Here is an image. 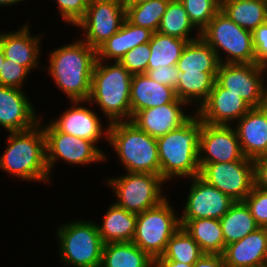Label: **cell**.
<instances>
[{
    "label": "cell",
    "mask_w": 267,
    "mask_h": 267,
    "mask_svg": "<svg viewBox=\"0 0 267 267\" xmlns=\"http://www.w3.org/2000/svg\"><path fill=\"white\" fill-rule=\"evenodd\" d=\"M96 59V50L82 39L50 52L48 73L70 102L89 100Z\"/></svg>",
    "instance_id": "1"
},
{
    "label": "cell",
    "mask_w": 267,
    "mask_h": 267,
    "mask_svg": "<svg viewBox=\"0 0 267 267\" xmlns=\"http://www.w3.org/2000/svg\"><path fill=\"white\" fill-rule=\"evenodd\" d=\"M181 127L157 138L160 176L165 182L175 177L198 176L199 139L203 122L195 114Z\"/></svg>",
    "instance_id": "2"
},
{
    "label": "cell",
    "mask_w": 267,
    "mask_h": 267,
    "mask_svg": "<svg viewBox=\"0 0 267 267\" xmlns=\"http://www.w3.org/2000/svg\"><path fill=\"white\" fill-rule=\"evenodd\" d=\"M40 121L29 130L10 132L6 151L0 156L2 170L27 181H50L46 138Z\"/></svg>",
    "instance_id": "3"
},
{
    "label": "cell",
    "mask_w": 267,
    "mask_h": 267,
    "mask_svg": "<svg viewBox=\"0 0 267 267\" xmlns=\"http://www.w3.org/2000/svg\"><path fill=\"white\" fill-rule=\"evenodd\" d=\"M105 65L104 61L95 62L91 94L86 103L100 107L108 118V123L131 120L130 91L132 75L119 62Z\"/></svg>",
    "instance_id": "4"
},
{
    "label": "cell",
    "mask_w": 267,
    "mask_h": 267,
    "mask_svg": "<svg viewBox=\"0 0 267 267\" xmlns=\"http://www.w3.org/2000/svg\"><path fill=\"white\" fill-rule=\"evenodd\" d=\"M108 142L127 172L160 174L156 138L130 120L110 123Z\"/></svg>",
    "instance_id": "5"
},
{
    "label": "cell",
    "mask_w": 267,
    "mask_h": 267,
    "mask_svg": "<svg viewBox=\"0 0 267 267\" xmlns=\"http://www.w3.org/2000/svg\"><path fill=\"white\" fill-rule=\"evenodd\" d=\"M60 259L64 265L73 267H100L103 241L97 223L75 220L63 223L57 229Z\"/></svg>",
    "instance_id": "6"
},
{
    "label": "cell",
    "mask_w": 267,
    "mask_h": 267,
    "mask_svg": "<svg viewBox=\"0 0 267 267\" xmlns=\"http://www.w3.org/2000/svg\"><path fill=\"white\" fill-rule=\"evenodd\" d=\"M201 37L215 51L220 63H255L252 32L238 26L221 10L201 32ZM220 50L227 53L226 59L221 57Z\"/></svg>",
    "instance_id": "7"
},
{
    "label": "cell",
    "mask_w": 267,
    "mask_h": 267,
    "mask_svg": "<svg viewBox=\"0 0 267 267\" xmlns=\"http://www.w3.org/2000/svg\"><path fill=\"white\" fill-rule=\"evenodd\" d=\"M167 198L159 205L137 214V223L132 242L152 259L161 256L167 242L181 227L180 218Z\"/></svg>",
    "instance_id": "8"
},
{
    "label": "cell",
    "mask_w": 267,
    "mask_h": 267,
    "mask_svg": "<svg viewBox=\"0 0 267 267\" xmlns=\"http://www.w3.org/2000/svg\"><path fill=\"white\" fill-rule=\"evenodd\" d=\"M107 183L116 194L115 204L136 214L159 205L167 198L162 194L165 181L160 174L127 172L110 178Z\"/></svg>",
    "instance_id": "9"
},
{
    "label": "cell",
    "mask_w": 267,
    "mask_h": 267,
    "mask_svg": "<svg viewBox=\"0 0 267 267\" xmlns=\"http://www.w3.org/2000/svg\"><path fill=\"white\" fill-rule=\"evenodd\" d=\"M42 125L46 138V163L51 177L52 167L61 159L69 164H90L106 161V154L87 140L60 132L52 123Z\"/></svg>",
    "instance_id": "10"
},
{
    "label": "cell",
    "mask_w": 267,
    "mask_h": 267,
    "mask_svg": "<svg viewBox=\"0 0 267 267\" xmlns=\"http://www.w3.org/2000/svg\"><path fill=\"white\" fill-rule=\"evenodd\" d=\"M125 19L123 0H90L84 17L76 26L84 31L82 40L97 50L121 28Z\"/></svg>",
    "instance_id": "11"
},
{
    "label": "cell",
    "mask_w": 267,
    "mask_h": 267,
    "mask_svg": "<svg viewBox=\"0 0 267 267\" xmlns=\"http://www.w3.org/2000/svg\"><path fill=\"white\" fill-rule=\"evenodd\" d=\"M264 72L266 77L267 70L258 67L256 63H220L216 81L227 89V92L237 94L252 108H260L267 99Z\"/></svg>",
    "instance_id": "12"
},
{
    "label": "cell",
    "mask_w": 267,
    "mask_h": 267,
    "mask_svg": "<svg viewBox=\"0 0 267 267\" xmlns=\"http://www.w3.org/2000/svg\"><path fill=\"white\" fill-rule=\"evenodd\" d=\"M199 176L235 202L244 201L254 186L253 161L249 158L227 163H208Z\"/></svg>",
    "instance_id": "13"
},
{
    "label": "cell",
    "mask_w": 267,
    "mask_h": 267,
    "mask_svg": "<svg viewBox=\"0 0 267 267\" xmlns=\"http://www.w3.org/2000/svg\"><path fill=\"white\" fill-rule=\"evenodd\" d=\"M184 211L180 215V226L187 221L210 218L220 220L235 201L216 187L208 184L199 175L192 177Z\"/></svg>",
    "instance_id": "14"
},
{
    "label": "cell",
    "mask_w": 267,
    "mask_h": 267,
    "mask_svg": "<svg viewBox=\"0 0 267 267\" xmlns=\"http://www.w3.org/2000/svg\"><path fill=\"white\" fill-rule=\"evenodd\" d=\"M244 158L237 132L232 125L203 122L199 139L200 169L208 163H227Z\"/></svg>",
    "instance_id": "15"
},
{
    "label": "cell",
    "mask_w": 267,
    "mask_h": 267,
    "mask_svg": "<svg viewBox=\"0 0 267 267\" xmlns=\"http://www.w3.org/2000/svg\"><path fill=\"white\" fill-rule=\"evenodd\" d=\"M252 107L233 92H227L217 81L207 99L198 106L195 114L204 123L230 125L241 119Z\"/></svg>",
    "instance_id": "16"
},
{
    "label": "cell",
    "mask_w": 267,
    "mask_h": 267,
    "mask_svg": "<svg viewBox=\"0 0 267 267\" xmlns=\"http://www.w3.org/2000/svg\"><path fill=\"white\" fill-rule=\"evenodd\" d=\"M22 90L0 85V126L9 133L29 130L39 123L40 117Z\"/></svg>",
    "instance_id": "17"
},
{
    "label": "cell",
    "mask_w": 267,
    "mask_h": 267,
    "mask_svg": "<svg viewBox=\"0 0 267 267\" xmlns=\"http://www.w3.org/2000/svg\"><path fill=\"white\" fill-rule=\"evenodd\" d=\"M186 105L188 104L185 101L177 98L172 103L138 111L130 121L142 131L157 139L181 127L193 116L182 111L183 106Z\"/></svg>",
    "instance_id": "18"
},
{
    "label": "cell",
    "mask_w": 267,
    "mask_h": 267,
    "mask_svg": "<svg viewBox=\"0 0 267 267\" xmlns=\"http://www.w3.org/2000/svg\"><path fill=\"white\" fill-rule=\"evenodd\" d=\"M85 102L86 101H72V108L69 107L58 119L51 121V123L60 132L87 139L94 144H97L96 142L101 140V136L105 134V139L108 141L110 124H107V129L105 128L103 133L102 124L96 112L86 108V106H81V103Z\"/></svg>",
    "instance_id": "19"
},
{
    "label": "cell",
    "mask_w": 267,
    "mask_h": 267,
    "mask_svg": "<svg viewBox=\"0 0 267 267\" xmlns=\"http://www.w3.org/2000/svg\"><path fill=\"white\" fill-rule=\"evenodd\" d=\"M246 158L267 156V110L251 108L234 127Z\"/></svg>",
    "instance_id": "20"
},
{
    "label": "cell",
    "mask_w": 267,
    "mask_h": 267,
    "mask_svg": "<svg viewBox=\"0 0 267 267\" xmlns=\"http://www.w3.org/2000/svg\"><path fill=\"white\" fill-rule=\"evenodd\" d=\"M267 249V228H258L243 239L225 246L226 267H263Z\"/></svg>",
    "instance_id": "21"
},
{
    "label": "cell",
    "mask_w": 267,
    "mask_h": 267,
    "mask_svg": "<svg viewBox=\"0 0 267 267\" xmlns=\"http://www.w3.org/2000/svg\"><path fill=\"white\" fill-rule=\"evenodd\" d=\"M26 24L17 31L0 32V46L5 58L26 67L30 72L39 66L40 37L29 33Z\"/></svg>",
    "instance_id": "22"
},
{
    "label": "cell",
    "mask_w": 267,
    "mask_h": 267,
    "mask_svg": "<svg viewBox=\"0 0 267 267\" xmlns=\"http://www.w3.org/2000/svg\"><path fill=\"white\" fill-rule=\"evenodd\" d=\"M176 99L175 89L153 81L146 74L132 75L131 118L138 111L172 103Z\"/></svg>",
    "instance_id": "23"
},
{
    "label": "cell",
    "mask_w": 267,
    "mask_h": 267,
    "mask_svg": "<svg viewBox=\"0 0 267 267\" xmlns=\"http://www.w3.org/2000/svg\"><path fill=\"white\" fill-rule=\"evenodd\" d=\"M152 34L150 29L135 26L125 19L121 28L96 50L97 60L119 62L128 51L150 42Z\"/></svg>",
    "instance_id": "24"
},
{
    "label": "cell",
    "mask_w": 267,
    "mask_h": 267,
    "mask_svg": "<svg viewBox=\"0 0 267 267\" xmlns=\"http://www.w3.org/2000/svg\"><path fill=\"white\" fill-rule=\"evenodd\" d=\"M102 225L97 224L104 244L132 242L136 230L137 214L113 203L106 211Z\"/></svg>",
    "instance_id": "25"
},
{
    "label": "cell",
    "mask_w": 267,
    "mask_h": 267,
    "mask_svg": "<svg viewBox=\"0 0 267 267\" xmlns=\"http://www.w3.org/2000/svg\"><path fill=\"white\" fill-rule=\"evenodd\" d=\"M221 11L250 32L267 22V4L264 0H221Z\"/></svg>",
    "instance_id": "26"
},
{
    "label": "cell",
    "mask_w": 267,
    "mask_h": 267,
    "mask_svg": "<svg viewBox=\"0 0 267 267\" xmlns=\"http://www.w3.org/2000/svg\"><path fill=\"white\" fill-rule=\"evenodd\" d=\"M219 65L215 51L200 37L187 42L176 66L182 72L217 73Z\"/></svg>",
    "instance_id": "27"
},
{
    "label": "cell",
    "mask_w": 267,
    "mask_h": 267,
    "mask_svg": "<svg viewBox=\"0 0 267 267\" xmlns=\"http://www.w3.org/2000/svg\"><path fill=\"white\" fill-rule=\"evenodd\" d=\"M155 260L133 242L103 245L100 267H153Z\"/></svg>",
    "instance_id": "28"
},
{
    "label": "cell",
    "mask_w": 267,
    "mask_h": 267,
    "mask_svg": "<svg viewBox=\"0 0 267 267\" xmlns=\"http://www.w3.org/2000/svg\"><path fill=\"white\" fill-rule=\"evenodd\" d=\"M206 254H223L225 241L220 220L201 218L182 226Z\"/></svg>",
    "instance_id": "29"
},
{
    "label": "cell",
    "mask_w": 267,
    "mask_h": 267,
    "mask_svg": "<svg viewBox=\"0 0 267 267\" xmlns=\"http://www.w3.org/2000/svg\"><path fill=\"white\" fill-rule=\"evenodd\" d=\"M225 246L260 228L244 201H236L220 219Z\"/></svg>",
    "instance_id": "30"
},
{
    "label": "cell",
    "mask_w": 267,
    "mask_h": 267,
    "mask_svg": "<svg viewBox=\"0 0 267 267\" xmlns=\"http://www.w3.org/2000/svg\"><path fill=\"white\" fill-rule=\"evenodd\" d=\"M216 76L217 73L182 72L178 70V83L175 89L177 98L187 104L194 101L195 104L198 103L201 106L211 92Z\"/></svg>",
    "instance_id": "31"
},
{
    "label": "cell",
    "mask_w": 267,
    "mask_h": 267,
    "mask_svg": "<svg viewBox=\"0 0 267 267\" xmlns=\"http://www.w3.org/2000/svg\"><path fill=\"white\" fill-rule=\"evenodd\" d=\"M187 40L153 32L149 42L151 56L147 71L161 66L177 65Z\"/></svg>",
    "instance_id": "32"
},
{
    "label": "cell",
    "mask_w": 267,
    "mask_h": 267,
    "mask_svg": "<svg viewBox=\"0 0 267 267\" xmlns=\"http://www.w3.org/2000/svg\"><path fill=\"white\" fill-rule=\"evenodd\" d=\"M194 28L180 0H170L157 32L190 42L201 37L200 32L196 37L190 36Z\"/></svg>",
    "instance_id": "33"
},
{
    "label": "cell",
    "mask_w": 267,
    "mask_h": 267,
    "mask_svg": "<svg viewBox=\"0 0 267 267\" xmlns=\"http://www.w3.org/2000/svg\"><path fill=\"white\" fill-rule=\"evenodd\" d=\"M203 254L205 253L197 242L180 227L167 242L164 253L157 259L194 264Z\"/></svg>",
    "instance_id": "34"
},
{
    "label": "cell",
    "mask_w": 267,
    "mask_h": 267,
    "mask_svg": "<svg viewBox=\"0 0 267 267\" xmlns=\"http://www.w3.org/2000/svg\"><path fill=\"white\" fill-rule=\"evenodd\" d=\"M170 0H149L138 5L125 6L126 19L135 26L157 32Z\"/></svg>",
    "instance_id": "35"
},
{
    "label": "cell",
    "mask_w": 267,
    "mask_h": 267,
    "mask_svg": "<svg viewBox=\"0 0 267 267\" xmlns=\"http://www.w3.org/2000/svg\"><path fill=\"white\" fill-rule=\"evenodd\" d=\"M191 23L202 32L214 16L221 10L219 0H180Z\"/></svg>",
    "instance_id": "36"
},
{
    "label": "cell",
    "mask_w": 267,
    "mask_h": 267,
    "mask_svg": "<svg viewBox=\"0 0 267 267\" xmlns=\"http://www.w3.org/2000/svg\"><path fill=\"white\" fill-rule=\"evenodd\" d=\"M151 56L149 42L136 46L128 51L119 63L129 71L131 75L145 74L147 72L148 61Z\"/></svg>",
    "instance_id": "37"
},
{
    "label": "cell",
    "mask_w": 267,
    "mask_h": 267,
    "mask_svg": "<svg viewBox=\"0 0 267 267\" xmlns=\"http://www.w3.org/2000/svg\"><path fill=\"white\" fill-rule=\"evenodd\" d=\"M244 202L260 228H267V189L252 187Z\"/></svg>",
    "instance_id": "38"
},
{
    "label": "cell",
    "mask_w": 267,
    "mask_h": 267,
    "mask_svg": "<svg viewBox=\"0 0 267 267\" xmlns=\"http://www.w3.org/2000/svg\"><path fill=\"white\" fill-rule=\"evenodd\" d=\"M29 73L26 67L5 58L0 71V85L22 89Z\"/></svg>",
    "instance_id": "39"
},
{
    "label": "cell",
    "mask_w": 267,
    "mask_h": 267,
    "mask_svg": "<svg viewBox=\"0 0 267 267\" xmlns=\"http://www.w3.org/2000/svg\"><path fill=\"white\" fill-rule=\"evenodd\" d=\"M61 18L67 24L76 26L84 17L90 0H56Z\"/></svg>",
    "instance_id": "40"
},
{
    "label": "cell",
    "mask_w": 267,
    "mask_h": 267,
    "mask_svg": "<svg viewBox=\"0 0 267 267\" xmlns=\"http://www.w3.org/2000/svg\"><path fill=\"white\" fill-rule=\"evenodd\" d=\"M255 63L262 69H267V22L252 31Z\"/></svg>",
    "instance_id": "41"
},
{
    "label": "cell",
    "mask_w": 267,
    "mask_h": 267,
    "mask_svg": "<svg viewBox=\"0 0 267 267\" xmlns=\"http://www.w3.org/2000/svg\"><path fill=\"white\" fill-rule=\"evenodd\" d=\"M153 81L176 89L178 83V68L174 66H161L145 73Z\"/></svg>",
    "instance_id": "42"
},
{
    "label": "cell",
    "mask_w": 267,
    "mask_h": 267,
    "mask_svg": "<svg viewBox=\"0 0 267 267\" xmlns=\"http://www.w3.org/2000/svg\"><path fill=\"white\" fill-rule=\"evenodd\" d=\"M252 161L254 186L267 189V156L258 157Z\"/></svg>",
    "instance_id": "43"
},
{
    "label": "cell",
    "mask_w": 267,
    "mask_h": 267,
    "mask_svg": "<svg viewBox=\"0 0 267 267\" xmlns=\"http://www.w3.org/2000/svg\"><path fill=\"white\" fill-rule=\"evenodd\" d=\"M193 267H226L223 255L221 254H203Z\"/></svg>",
    "instance_id": "44"
},
{
    "label": "cell",
    "mask_w": 267,
    "mask_h": 267,
    "mask_svg": "<svg viewBox=\"0 0 267 267\" xmlns=\"http://www.w3.org/2000/svg\"><path fill=\"white\" fill-rule=\"evenodd\" d=\"M156 267H193V264H186L182 262H176L169 259H156Z\"/></svg>",
    "instance_id": "45"
},
{
    "label": "cell",
    "mask_w": 267,
    "mask_h": 267,
    "mask_svg": "<svg viewBox=\"0 0 267 267\" xmlns=\"http://www.w3.org/2000/svg\"><path fill=\"white\" fill-rule=\"evenodd\" d=\"M149 0H123L124 6L138 5Z\"/></svg>",
    "instance_id": "46"
},
{
    "label": "cell",
    "mask_w": 267,
    "mask_h": 267,
    "mask_svg": "<svg viewBox=\"0 0 267 267\" xmlns=\"http://www.w3.org/2000/svg\"><path fill=\"white\" fill-rule=\"evenodd\" d=\"M21 1H24V0H0V5L2 6L13 5Z\"/></svg>",
    "instance_id": "47"
},
{
    "label": "cell",
    "mask_w": 267,
    "mask_h": 267,
    "mask_svg": "<svg viewBox=\"0 0 267 267\" xmlns=\"http://www.w3.org/2000/svg\"><path fill=\"white\" fill-rule=\"evenodd\" d=\"M4 61H5V55H4L3 49L0 46V71L3 67Z\"/></svg>",
    "instance_id": "48"
},
{
    "label": "cell",
    "mask_w": 267,
    "mask_h": 267,
    "mask_svg": "<svg viewBox=\"0 0 267 267\" xmlns=\"http://www.w3.org/2000/svg\"><path fill=\"white\" fill-rule=\"evenodd\" d=\"M263 267H267V249H266V255H265Z\"/></svg>",
    "instance_id": "49"
},
{
    "label": "cell",
    "mask_w": 267,
    "mask_h": 267,
    "mask_svg": "<svg viewBox=\"0 0 267 267\" xmlns=\"http://www.w3.org/2000/svg\"><path fill=\"white\" fill-rule=\"evenodd\" d=\"M263 107L267 110V99H266L265 104L263 105Z\"/></svg>",
    "instance_id": "50"
}]
</instances>
